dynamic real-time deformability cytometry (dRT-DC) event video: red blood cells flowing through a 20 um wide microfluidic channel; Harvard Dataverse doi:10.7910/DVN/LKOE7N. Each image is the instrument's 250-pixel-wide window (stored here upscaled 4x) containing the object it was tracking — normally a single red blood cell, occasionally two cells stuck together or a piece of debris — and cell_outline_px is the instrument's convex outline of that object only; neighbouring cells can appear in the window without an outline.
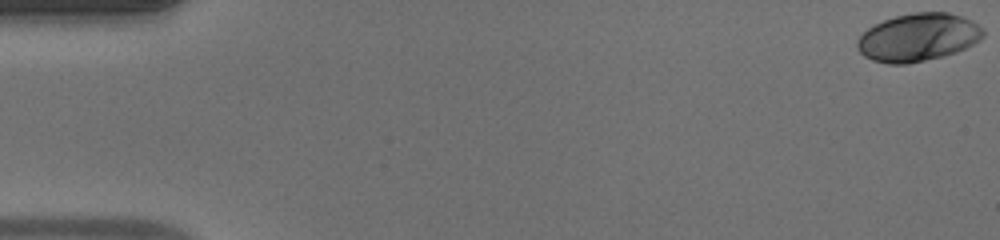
{"species": "human", "species_latin": "Homo sapiens", "temperature_condition": "warm", "stored_images_in_passage": 51, "camera_frame_rate_fps": 3000, "um_per_image_px": 0.085, "donor": {"sex": "male"}, "frame": {"image": 1, "passage_image": 1, "time_ms": 0.0, "image_size_px": [1000, 240], "cell_outline_px": [[984, 36], [980, 40], [956, 52], [944, 56], [908, 64], [888, 64], [872, 60], [864, 56], [856, 48], [856, 40], [868, 28], [884, 20], [896, 16], [912, 12], [948, 12], [972, 20], [984, 28]], "centroid_in_image_um": [78.04, 3.18], "position_along_channel_um": 7.0, "area_um2": 35.26}}
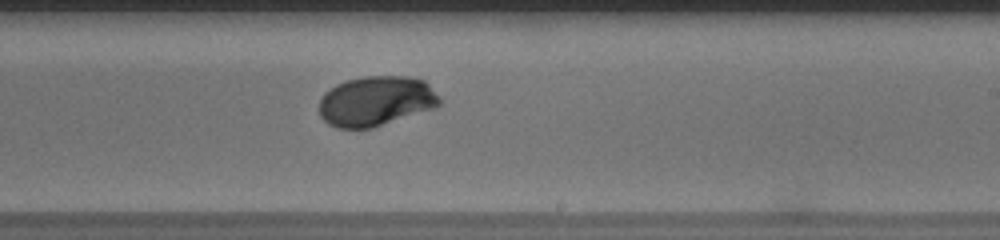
{"frame": {"image": 2, "passage_image": 31, "time_ms": 10.0, "image_size_px": [1000, 240], "cell_outline_px": [[440, 104], [436, 108], [372, 128], [340, 128], [328, 124], [320, 116], [320, 100], [324, 92], [336, 84], [348, 80], [364, 76], [408, 76], [424, 80], [440, 96]], "centroid_in_image_um": [31.98, 8.59], "position_along_channel_um": 257.0, "area_um2": 35.2}}
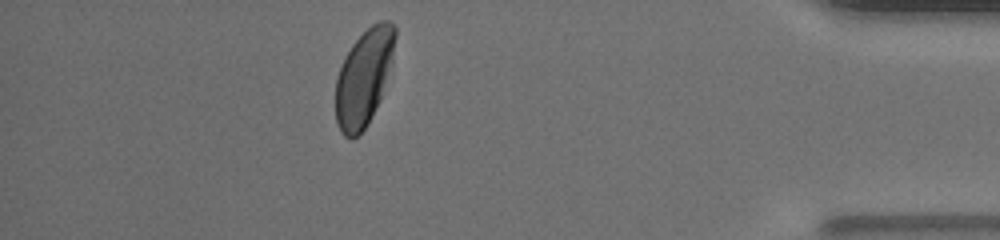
{"frame": {"image": 3, "passage_image": 45, "time_ms": 14.667, "image_size_px": [1000, 240], "cell_outline_px": [[396, 36], [392, 60], [380, 100], [364, 128], [356, 136], [344, 136], [340, 132], [336, 124], [336, 80], [340, 68], [352, 44], [372, 24], [380, 20], [388, 20], [396, 28]], "centroid_in_image_um": [30.93, 6.56], "position_along_channel_um": 404.3, "area_um2": 32.77}, "authors_computed_cell_mechanics": {"area_um2": 34.5066, "velocity_mm_per_s": 4.1047, "shape_relaxation_time_tau1_ms": 2.9722, "shape_relaxation_time_tau2_ms": null, "deformation_change_tau1": 0.1546, "deformation_change_tau2": null}}